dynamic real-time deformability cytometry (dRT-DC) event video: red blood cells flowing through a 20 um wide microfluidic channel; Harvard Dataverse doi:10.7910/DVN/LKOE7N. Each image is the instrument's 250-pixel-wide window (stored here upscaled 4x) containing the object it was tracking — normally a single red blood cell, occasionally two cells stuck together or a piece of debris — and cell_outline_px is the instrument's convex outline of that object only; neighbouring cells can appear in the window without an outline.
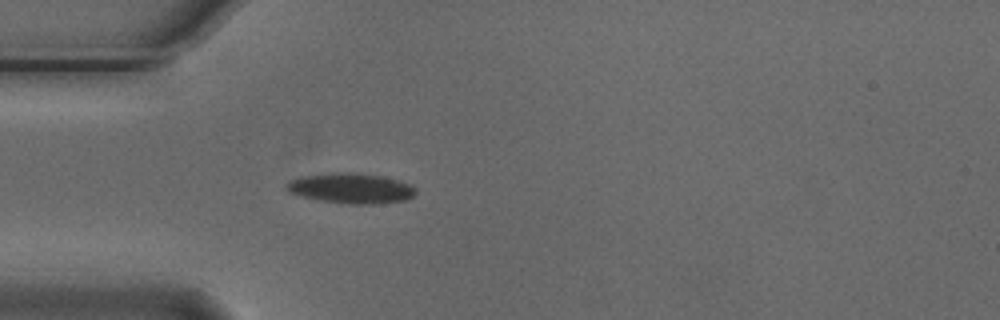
{"species": "Egyptian fruit bat (a non-hibernating species)", "species_latin": "Rousettus aegyptiacus", "temperature_condition": "cold", "stored_images_in_passage": 1, "camera_frame_rate_fps": 3000, "um_per_image_px": 0.085, "animal": {"sex": "male"}, "frame": {"image": 1, "passage_image": 1, "time_ms": 0.0, "image_size_px": [1000, 320], "cell_outline_px": [[416, 192], [412, 196], [404, 200], [376, 204], [348, 204], [320, 200], [288, 192], [284, 188], [284, 184], [288, 180], [300, 176], [332, 172], [348, 172], [380, 176], [412, 184], [416, 188]], "centroid_in_image_um": [29.78, 15.99], "position_along_channel_um": 55.2, "area_um2": 22.83}}